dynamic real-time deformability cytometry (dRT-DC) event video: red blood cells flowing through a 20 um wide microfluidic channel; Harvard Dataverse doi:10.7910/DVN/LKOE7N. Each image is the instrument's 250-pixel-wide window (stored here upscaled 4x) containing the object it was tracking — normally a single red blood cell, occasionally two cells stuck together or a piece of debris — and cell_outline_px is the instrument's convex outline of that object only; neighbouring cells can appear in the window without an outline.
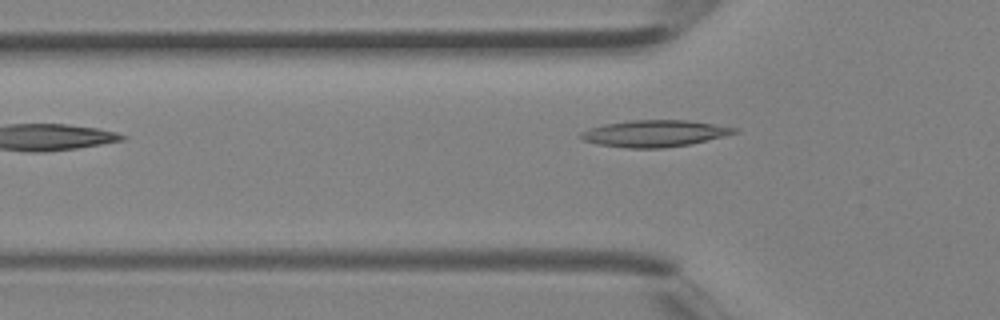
{"species": "Egyptian fruit bat (a non-hibernating species)", "species_latin": "Rousettus aegyptiacus", "temperature_condition": "room temperature", "stored_images_in_passage": 3, "camera_frame_rate_fps": 3000, "um_per_image_px": 0.085, "animal": {"sex": "female"}, "frame": {"image": 1, "passage_image": 3, "time_ms": 0.667, "image_size_px": [1000, 320], "cell_outline_px": [[740, 128], [736, 132], [724, 136], [688, 144], [660, 148], [628, 148], [600, 144], [584, 140], [580, 136], [580, 132], [604, 124], [628, 120], [688, 120]], "centroid_in_image_um": [55.65, 11.33], "position_along_channel_um": 70.2, "area_um2": 23.52}}